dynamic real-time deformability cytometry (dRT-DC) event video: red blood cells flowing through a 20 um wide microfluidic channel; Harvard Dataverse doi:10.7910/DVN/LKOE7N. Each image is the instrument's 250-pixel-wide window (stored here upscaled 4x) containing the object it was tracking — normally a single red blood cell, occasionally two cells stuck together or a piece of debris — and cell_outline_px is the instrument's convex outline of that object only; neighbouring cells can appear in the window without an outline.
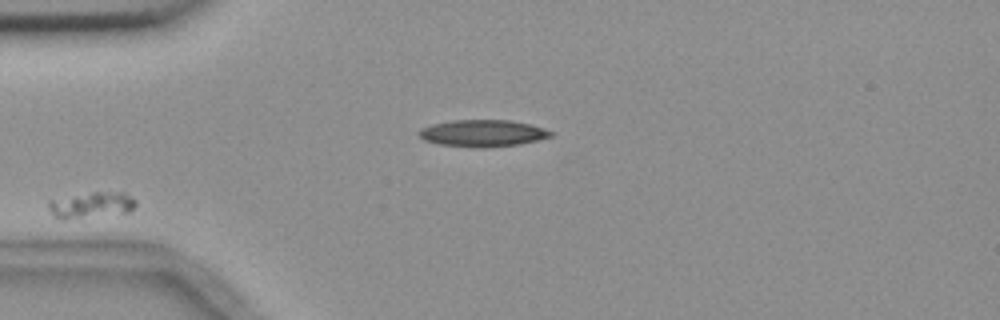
{"species": "common noctule bat (a hibernating species)", "species_latin": "Nyctalus noctula", "temperature_condition": "room temperature", "stored_images_in_passage": 6, "camera_frame_rate_fps": 3000, "um_per_image_px": 0.085, "animal": {"sex": "female", "body_mass_g": 18.4}, "frame": {"image": 1, "passage_image": 2, "time_ms": 4.0, "image_size_px": [1000, 320], "cell_outline_px": [[136, 208], [128, 212], [64, 220], [60, 220], [52, 216], [48, 208], [48, 200], [92, 192], [124, 192], [132, 196], [136, 200]], "centroid_in_image_um": [7.75, 17.43], "position_along_channel_um": 77.2, "area_um2": 13.47}}
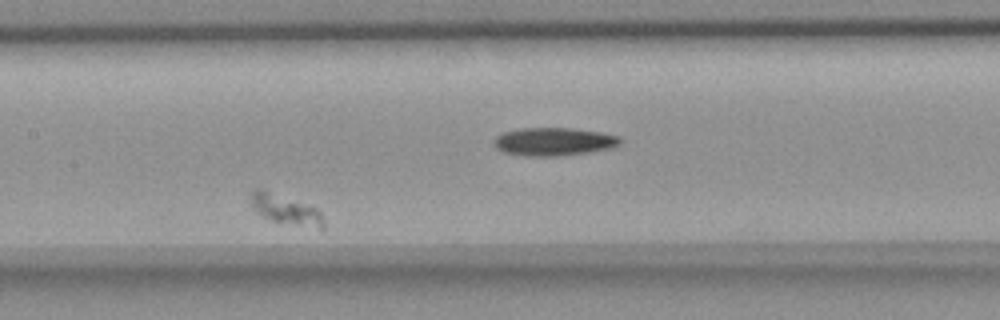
{"frame": {"image": 2, "passage_image": 5, "time_ms": 7.667, "image_size_px": [1000, 320], "cell_outline_px": [[324, 232], [320, 232], [272, 220], [256, 212], [252, 208], [252, 192], [256, 188], [260, 188], [316, 208], [320, 212], [324, 220]], "centroid_in_image_um": [24.38, 17.89], "position_along_channel_um": 183.0, "area_um2": 12.77}}
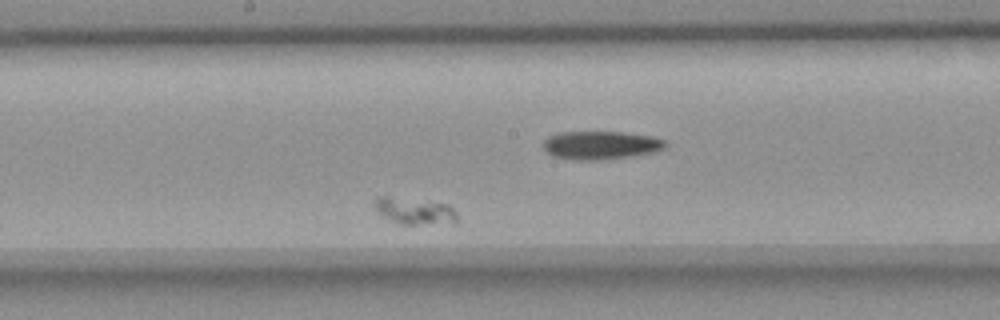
{"frame": {"image": 3, "passage_image": 6, "time_ms": 8.667, "image_size_px": [1000, 320], "cell_outline_px": [[456, 220], [416, 224], [404, 224], [392, 220], [384, 216], [372, 204], [380, 196], [388, 196], [448, 204], [456, 212]], "centroid_in_image_um": [35.18, 17.9], "position_along_channel_um": 213.0, "area_um2": 12.02}}